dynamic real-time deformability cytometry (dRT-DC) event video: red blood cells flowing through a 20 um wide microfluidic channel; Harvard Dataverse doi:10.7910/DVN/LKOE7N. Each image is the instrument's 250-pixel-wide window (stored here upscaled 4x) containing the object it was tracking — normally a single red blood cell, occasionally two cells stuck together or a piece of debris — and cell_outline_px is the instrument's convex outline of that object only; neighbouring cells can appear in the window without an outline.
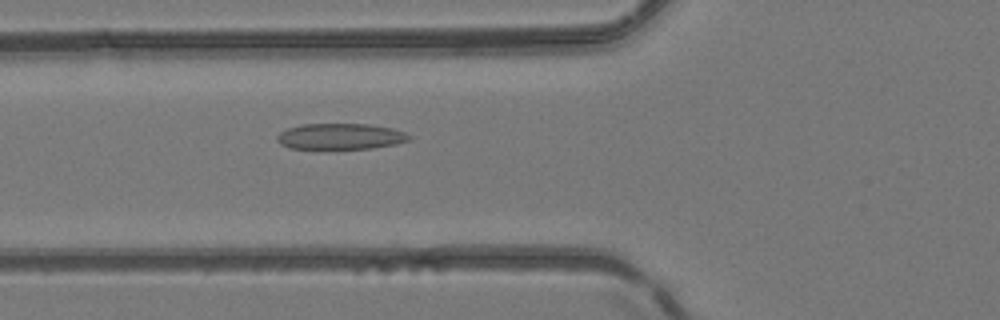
{"species": "common noctule bat (a hibernating species)", "species_latin": "Nyctalus noctula", "temperature_condition": "room temperature", "stored_images_in_passage": 43, "camera_frame_rate_fps": 3000, "um_per_image_px": 0.085, "animal": {"sex": "female", "body_mass_g": 24.6, "forearm_length_mm": 56.2}, "frame": {"image": 1, "passage_image": 12, "time_ms": 3.667, "image_size_px": [1000, 320], "cell_outline_px": [[412, 136], [408, 140], [396, 144], [372, 148], [288, 148], [280, 144], [276, 140], [276, 136], [280, 132], [288, 128], [300, 124], [368, 124], [392, 128], [404, 132]], "centroid_in_image_um": [28.91, 11.59], "position_along_channel_um": 96.9, "area_um2": 19.88}}
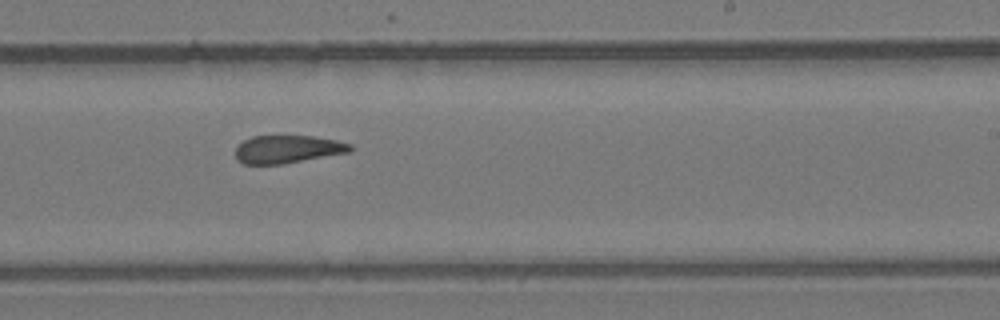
{"frame": {"image": 2, "passage_image": 24, "time_ms": 7.667, "image_size_px": [1000, 320], "cell_outline_px": [[356, 148], [352, 152], [284, 164], [244, 164], [236, 160], [236, 148], [244, 140], [252, 136], [312, 136], [336, 140], [352, 144]], "centroid_in_image_um": [24.51, 12.69], "position_along_channel_um": 264.5, "area_um2": 18.9}}
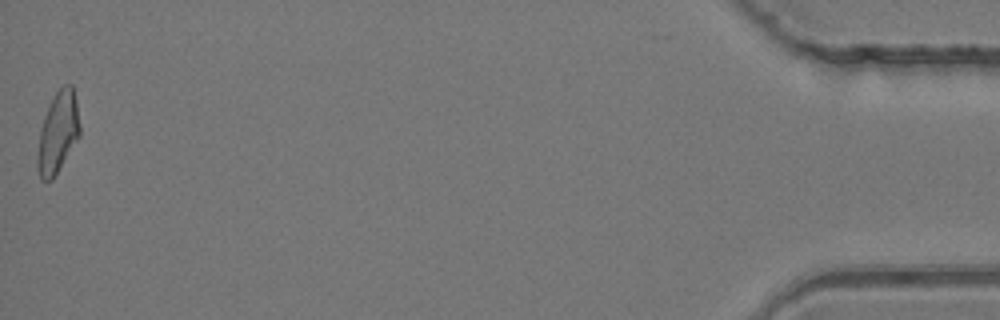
{"frame": {"image": 3, "passage_image": 43, "time_ms": 14.0, "image_size_px": [1000, 320], "cell_outline_px": [[80, 136], [52, 180], [40, 180], [36, 168], [36, 156], [40, 128], [44, 116], [56, 92], [64, 84], [72, 84], [76, 100], [80, 124]], "centroid_in_image_um": [4.91, 11.29], "position_along_channel_um": 430.3, "area_um2": 20.11}, "authors_computed_cell_mechanics": {"area_um2": 19.8832, "velocity_mm_per_s": 4.1939, "shape_relaxation_time_tau1_ms": null, "shape_relaxation_time_tau2_ms": 3.3123, "deformation_change_tau1": null, "deformation_change_tau2": 0.1216}}